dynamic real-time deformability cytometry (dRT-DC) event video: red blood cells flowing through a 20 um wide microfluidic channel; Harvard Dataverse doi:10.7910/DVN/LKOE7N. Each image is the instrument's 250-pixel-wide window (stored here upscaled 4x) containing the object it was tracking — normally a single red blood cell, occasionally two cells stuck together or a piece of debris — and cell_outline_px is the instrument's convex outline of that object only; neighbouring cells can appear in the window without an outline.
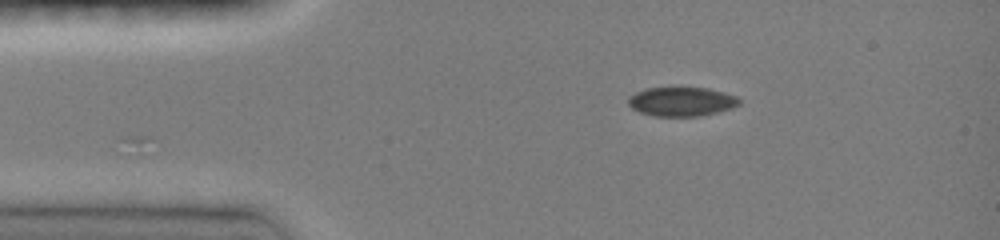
{"species": "common noctule bat (a hibernating species)", "species_latin": "Nyctalus noctula", "temperature_condition": "room temperature", "stored_images_in_passage": 39, "camera_frame_rate_fps": 3000, "um_per_image_px": 0.085, "animal": {"sex": "female", "body_mass_g": 19.0, "forearm_length_mm": 51.5}, "frame": {"image": 1, "passage_image": 1, "time_ms": 0.0, "image_size_px": [1000, 240], "cell_outline_px": [[740, 104], [732, 108], [700, 116], [656, 116], [640, 112], [632, 108], [628, 104], [628, 96], [644, 88], [708, 88], [724, 92], [736, 96], [740, 100]], "centroid_in_image_um": [57.92, 8.63], "position_along_channel_um": 27.1, "area_um2": 18.79}}
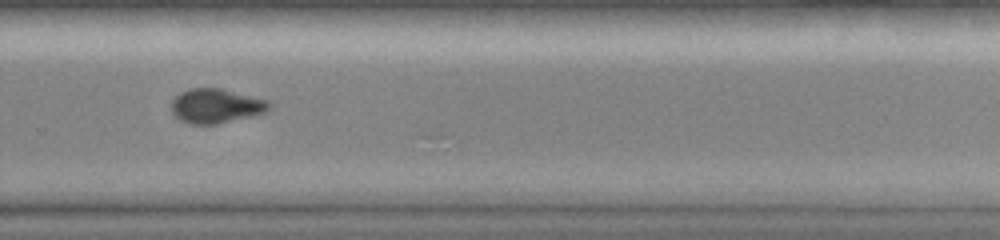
{"frame": {"image": 2, "passage_image": 25, "time_ms": 8.0, "image_size_px": [1000, 240], "cell_outline_px": [[272, 108], [264, 112], [252, 116], [216, 124], [188, 124], [180, 120], [172, 112], [172, 100], [180, 92], [188, 88], [220, 88], [268, 100], [272, 104]], "centroid_in_image_um": [18.36, 9.0], "position_along_channel_um": 311.4, "area_um2": 19.65}}
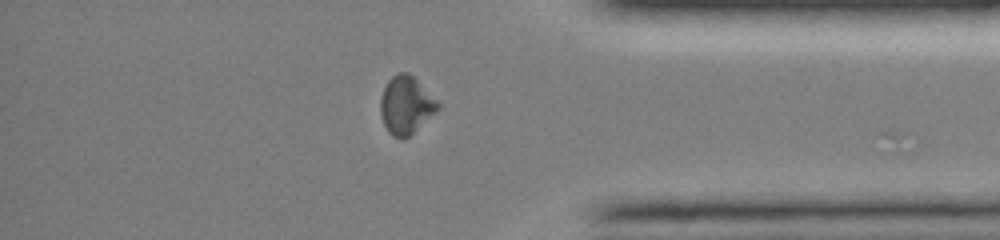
{"frame": {"image": 3, "passage_image": 32, "time_ms": 10.333, "image_size_px": [1000, 240], "cell_outline_px": [[440, 108], [436, 112], [408, 136], [392, 136], [388, 132], [384, 124], [380, 112], [380, 96], [388, 80], [392, 76], [400, 72], [408, 72], [440, 104]], "centroid_in_image_um": [34.48, 8.91], "position_along_channel_um": 400.7, "area_um2": 18.84}, "authors_computed_cell_mechanics": {"area_um2": 19.652, "velocity_mm_per_s": 4.1236, "shape_relaxation_time_tau1_ms": 8.5421, "shape_relaxation_time_tau2_ms": 6.2808, "deformation_change_tau1": 0.1518, "deformation_change_tau2": 0.0768}}